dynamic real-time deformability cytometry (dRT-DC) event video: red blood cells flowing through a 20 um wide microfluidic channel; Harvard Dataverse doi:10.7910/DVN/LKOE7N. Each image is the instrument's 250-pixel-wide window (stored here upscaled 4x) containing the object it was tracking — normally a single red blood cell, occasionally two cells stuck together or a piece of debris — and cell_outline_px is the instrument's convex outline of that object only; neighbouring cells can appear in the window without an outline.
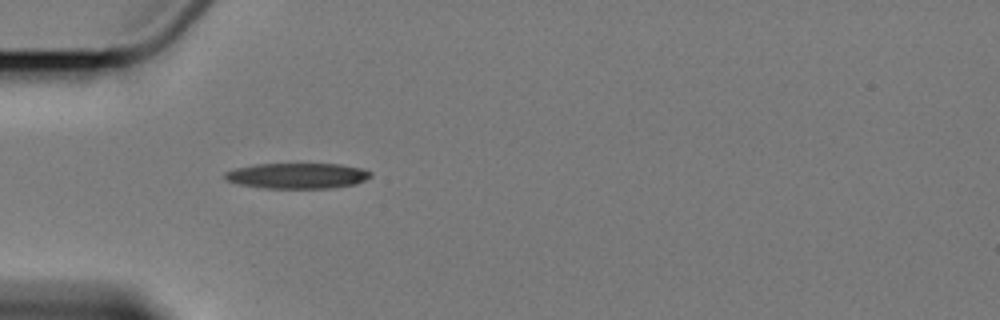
{"species": "Egyptian fruit bat (a non-hibernating species)", "species_latin": "Rousettus aegyptiacus", "temperature_condition": "cold", "stored_images_in_passage": 1, "camera_frame_rate_fps": 3000, "um_per_image_px": 0.085, "animal": {"sex": "female"}, "frame": {"image": 1, "passage_image": 1, "time_ms": 0.0, "image_size_px": [1000, 320], "cell_outline_px": [[372, 176], [356, 184], [332, 188], [264, 188], [240, 184], [228, 180], [224, 176], [224, 172], [236, 168], [252, 164], [340, 164], [364, 168], [372, 172]], "centroid_in_image_um": [25.32, 14.93], "position_along_channel_um": 59.7, "area_um2": 21.79}}